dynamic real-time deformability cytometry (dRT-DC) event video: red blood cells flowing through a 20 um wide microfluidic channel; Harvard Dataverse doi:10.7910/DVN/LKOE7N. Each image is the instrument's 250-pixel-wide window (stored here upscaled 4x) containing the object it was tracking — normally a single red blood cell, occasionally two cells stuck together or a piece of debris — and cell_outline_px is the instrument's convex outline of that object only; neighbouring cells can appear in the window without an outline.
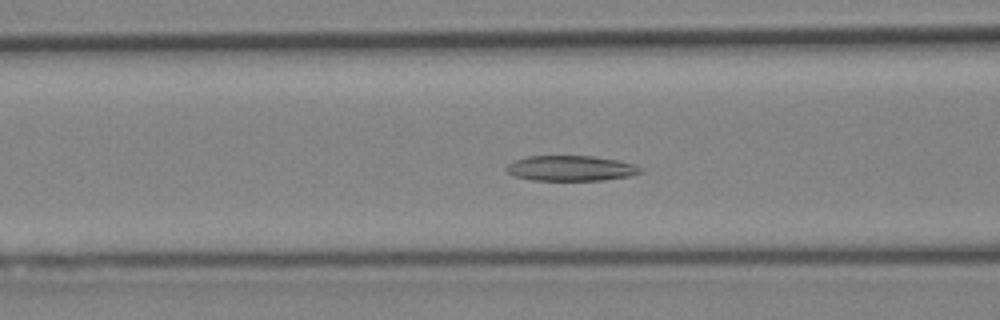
{"species": "Egyptian fruit bat (a non-hibernating species)", "species_latin": "Rousettus aegyptiacus", "temperature_condition": "cold", "stored_images_in_passage": 40, "camera_frame_rate_fps": 3000, "um_per_image_px": 0.085, "animal": {"sex": "female"}, "frame": {"image": 1, "passage_image": 12, "time_ms": 3.667, "image_size_px": [1000, 320], "cell_outline_px": [[644, 172], [628, 176], [600, 180], [532, 180], [516, 176], [508, 172], [504, 168], [508, 164], [516, 160], [528, 156], [592, 156], [616, 160], [632, 164], [644, 168]], "centroid_in_image_um": [48.53, 14.3], "position_along_channel_um": 118.1, "area_um2": 19.59}}
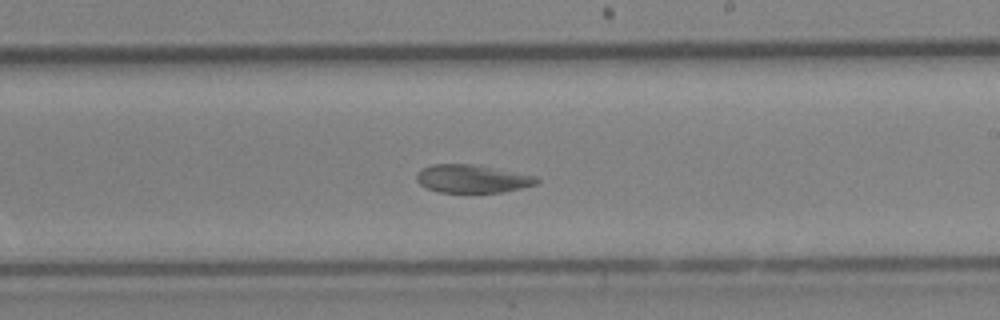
{"frame": {"image": 2, "passage_image": 21, "time_ms": 6.667, "image_size_px": [1000, 320], "cell_outline_px": [[540, 180], [536, 184], [504, 192], [440, 192], [428, 188], [420, 184], [416, 180], [416, 176], [420, 168], [432, 164], [476, 164], [536, 176]], "centroid_in_image_um": [40.12, 15.18], "position_along_channel_um": 248.9, "area_um2": 19.65}}
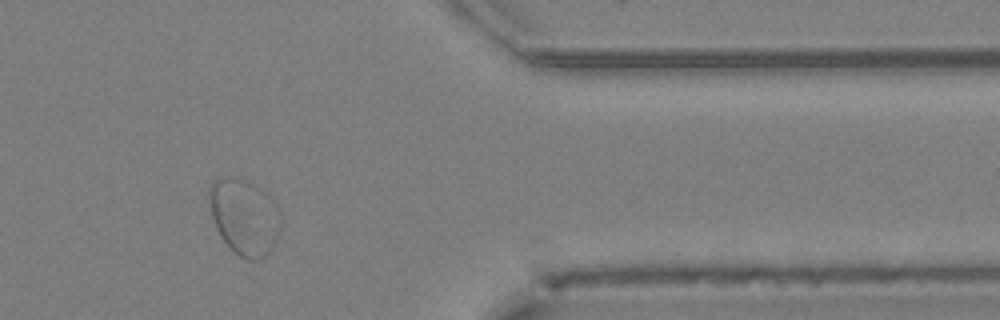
{"frame": {"image": 3, "passage_image": 32, "time_ms": 10.333, "image_size_px": [1000, 320], "cell_outline_px": [[280, 228], [276, 240], [268, 252], [264, 256], [256, 260], [248, 260], [240, 256], [220, 236], [216, 228], [212, 216], [208, 196], [208, 192], [212, 184], [220, 176], [228, 176], [244, 180], [256, 184], [268, 192], [276, 204], [280, 220]], "centroid_in_image_um": [20.77, 18.39], "position_along_channel_um": 390.6, "area_um2": 31.56}}